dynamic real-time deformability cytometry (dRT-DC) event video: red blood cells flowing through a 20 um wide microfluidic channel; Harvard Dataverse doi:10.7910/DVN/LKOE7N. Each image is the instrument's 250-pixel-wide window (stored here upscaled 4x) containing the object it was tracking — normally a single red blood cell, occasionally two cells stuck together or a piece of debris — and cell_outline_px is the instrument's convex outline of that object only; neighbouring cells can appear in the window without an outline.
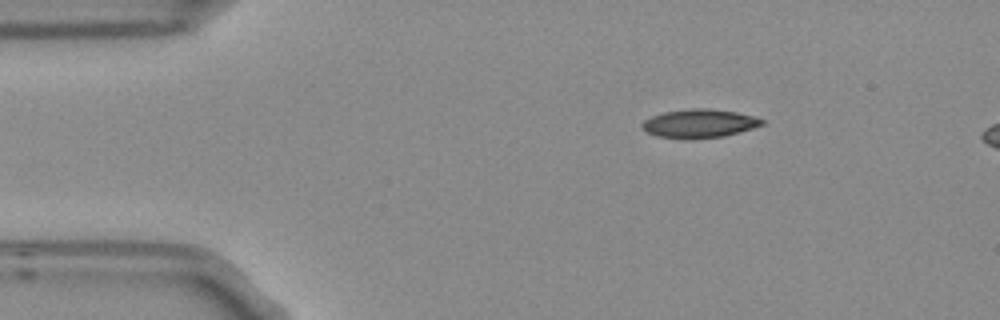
{"species": "Egyptian fruit bat (a non-hibernating species)", "species_latin": "Rousettus aegyptiacus", "temperature_condition": "room temperature", "stored_images_in_passage": 5, "camera_frame_rate_fps": 3000, "um_per_image_px": 0.085, "frame": {"image": 1, "passage_image": 5, "time_ms": 1.333, "image_size_px": [1000, 320], "cell_outline_px": [[764, 124], [740, 132], [724, 136], [656, 136], [640, 128], [640, 124], [644, 120], [652, 116], [664, 112], [692, 108], [708, 108], [736, 112], [752, 116], [764, 120]], "centroid_in_image_um": [59.44, 10.45], "position_along_channel_um": 25.6, "area_um2": 19.13}}